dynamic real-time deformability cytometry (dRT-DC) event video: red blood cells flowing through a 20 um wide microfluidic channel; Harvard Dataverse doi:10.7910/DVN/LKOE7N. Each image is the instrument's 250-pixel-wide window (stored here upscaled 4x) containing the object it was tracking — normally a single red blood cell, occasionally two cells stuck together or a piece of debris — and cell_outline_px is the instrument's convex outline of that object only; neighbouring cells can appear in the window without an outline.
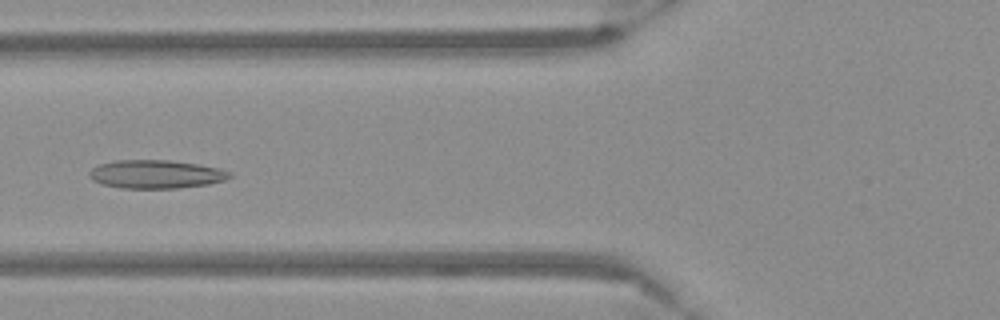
{"species": "Egyptian fruit bat (a non-hibernating species)", "species_latin": "Rousettus aegyptiacus", "temperature_condition": "warm", "stored_images_in_passage": 54, "camera_frame_rate_fps": 3000, "um_per_image_px": 0.085, "frame": {"image": 1, "passage_image": 21, "time_ms": 6.667, "image_size_px": [1000, 320], "cell_outline_px": [[232, 176], [224, 180], [208, 184], [176, 188], [120, 188], [100, 184], [92, 180], [88, 176], [88, 172], [96, 164], [112, 160], [172, 160], [200, 164], [220, 168], [232, 172]], "centroid_in_image_um": [13.21, 14.79], "position_along_channel_um": 112.6, "area_um2": 23.64}}
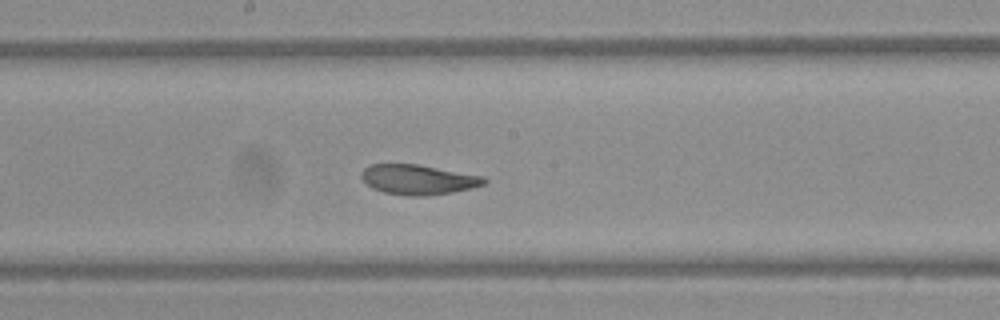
{"frame": {"image": 2, "passage_image": 29, "time_ms": 9.333, "image_size_px": [1000, 320], "cell_outline_px": [[488, 180], [484, 184], [472, 188], [452, 192], [428, 196], [408, 196], [384, 192], [372, 188], [360, 176], [360, 172], [368, 164], [416, 164], [484, 176]], "centroid_in_image_um": [35.54, 15.26], "position_along_channel_um": 212.7, "area_um2": 21.44}}
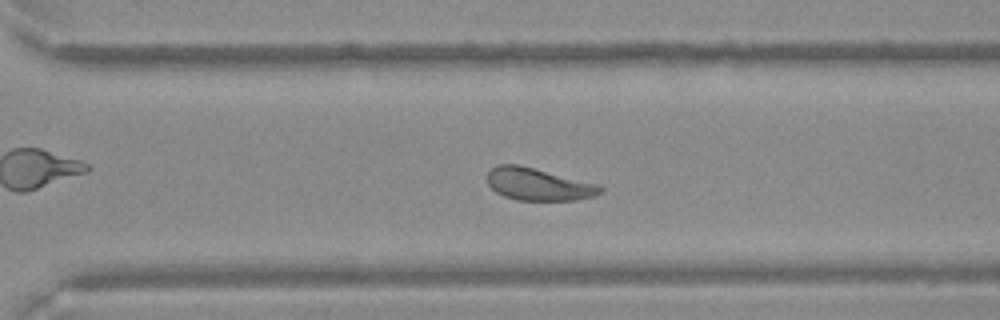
{"frame": {"image": 3, "passage_image": 38, "time_ms": 12.333, "image_size_px": [1000, 320], "cell_outline_px": [[604, 188], [596, 196], [576, 200], [516, 200], [504, 196], [496, 192], [488, 184], [488, 172], [496, 164], [520, 164], [600, 184]], "centroid_in_image_um": [45.79, 15.65], "position_along_channel_um": 324.8, "area_um2": 21.56}}